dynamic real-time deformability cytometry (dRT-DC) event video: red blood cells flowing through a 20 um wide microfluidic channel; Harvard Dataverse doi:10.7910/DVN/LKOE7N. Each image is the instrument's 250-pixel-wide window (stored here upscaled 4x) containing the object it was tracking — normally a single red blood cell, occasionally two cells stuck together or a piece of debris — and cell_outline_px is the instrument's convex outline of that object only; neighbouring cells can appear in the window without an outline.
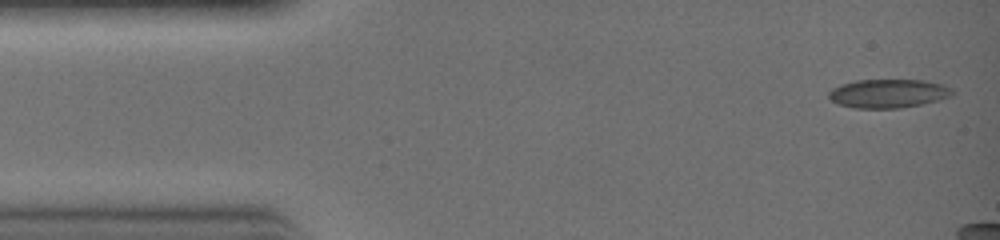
{"species": "common noctule bat (a hibernating species)", "species_latin": "Nyctalus noctula", "temperature_condition": "warm", "stored_images_in_passage": 8, "camera_frame_rate_fps": 3000, "um_per_image_px": 0.085, "animal": {"sex": "female", "body_mass_g": 19.0, "forearm_length_mm": 51.5}, "frame": {"image": 1, "passage_image": 1, "time_ms": 0.0, "image_size_px": [1000, 240], "cell_outline_px": [[952, 92], [948, 96], [936, 100], [920, 104], [900, 108], [856, 108], [840, 104], [832, 100], [828, 96], [828, 92], [832, 88], [840, 84], [856, 80], [924, 80], [944, 84], [952, 88]], "centroid_in_image_um": [75.47, 7.93], "position_along_channel_um": 9.5, "area_um2": 20.46}}